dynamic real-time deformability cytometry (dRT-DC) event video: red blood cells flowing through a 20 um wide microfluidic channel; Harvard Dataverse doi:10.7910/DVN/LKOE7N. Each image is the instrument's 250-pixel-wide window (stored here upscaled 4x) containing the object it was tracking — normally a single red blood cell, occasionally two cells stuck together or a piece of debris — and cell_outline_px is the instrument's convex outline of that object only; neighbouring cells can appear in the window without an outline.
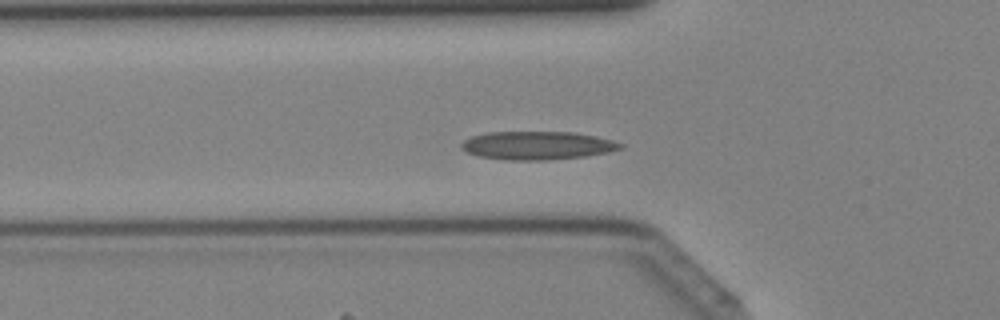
{"species": "Egyptian fruit bat (a non-hibernating species)", "species_latin": "Rousettus aegyptiacus", "temperature_condition": "cold", "stored_images_in_passage": 41, "camera_frame_rate_fps": 3000, "um_per_image_px": 0.085, "animal": {"sex": "female"}, "frame": {"image": 1, "passage_image": 13, "time_ms": 4.0, "image_size_px": [1000, 320], "cell_outline_px": [[624, 148], [608, 152], [584, 156], [548, 160], [508, 160], [480, 156], [468, 152], [460, 148], [460, 144], [464, 140], [472, 136], [488, 132], [572, 132], [596, 136], [612, 140], [624, 144]], "centroid_in_image_um": [45.68, 12.36], "position_along_channel_um": 80.1, "area_um2": 26.18}}
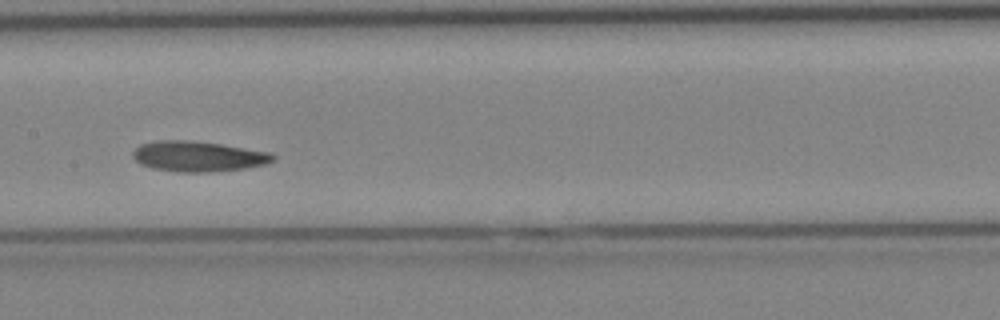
{"frame": {"image": 2, "passage_image": 20, "time_ms": 6.333, "image_size_px": [1000, 320], "cell_outline_px": [[276, 156], [272, 160], [264, 164], [244, 168], [212, 172], [180, 172], [152, 168], [140, 164], [132, 156], [132, 152], [140, 144], [156, 140], [188, 140], [220, 144], [268, 152]], "centroid_in_image_um": [16.78, 13.29], "position_along_channel_um": 190.6, "area_um2": 24.62}}
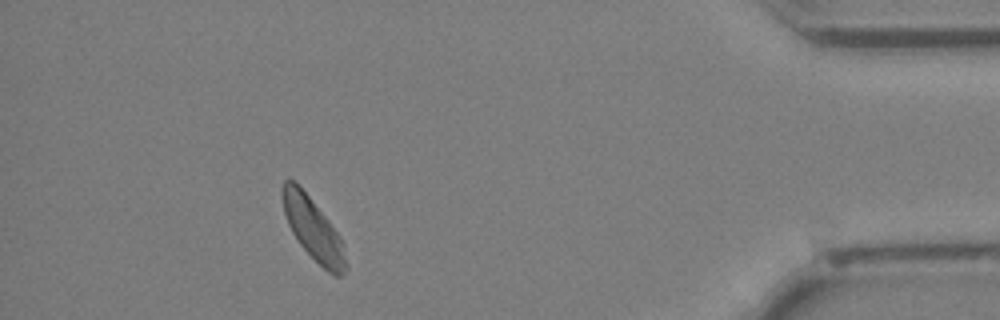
{"frame": {"image": 3, "passage_image": 37, "time_ms": 12.0, "image_size_px": [1000, 320], "cell_outline_px": [[348, 268], [340, 276], [336, 276], [328, 272], [300, 244], [292, 232], [288, 224], [284, 212], [280, 192], [280, 188], [284, 180], [292, 180], [308, 196], [328, 220], [340, 236], [348, 264]], "centroid_in_image_um": [26.61, 19.48], "position_along_channel_um": 408.6, "area_um2": 22.48}}